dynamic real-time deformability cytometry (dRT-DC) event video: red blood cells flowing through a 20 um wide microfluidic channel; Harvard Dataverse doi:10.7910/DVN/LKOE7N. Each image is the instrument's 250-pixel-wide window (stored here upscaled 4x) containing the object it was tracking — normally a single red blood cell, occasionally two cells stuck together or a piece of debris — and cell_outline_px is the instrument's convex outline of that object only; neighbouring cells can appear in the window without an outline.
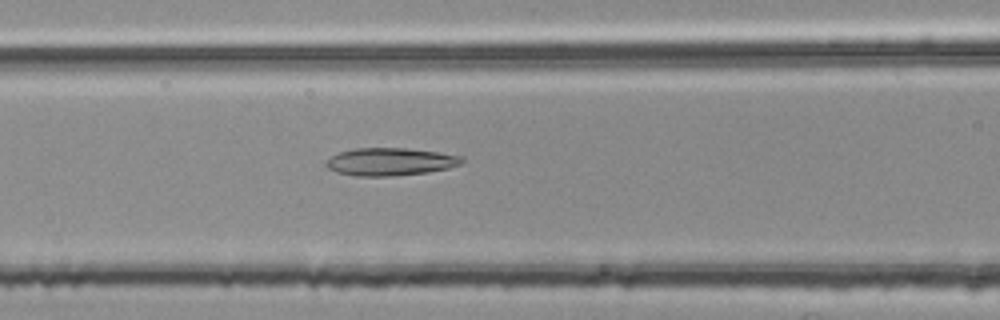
{"species": "common noctule bat (a hibernating species)", "species_latin": "Nyctalus noctula", "temperature_condition": "room temperature", "stored_images_in_passage": 37, "camera_frame_rate_fps": 3000, "um_per_image_px": 0.085, "animal": {"sex": "female", "body_mass_g": 25.1}, "frame": {"image": 1, "passage_image": 6, "time_ms": 1.667, "image_size_px": [1000, 320], "cell_outline_px": [[464, 160], [460, 164], [448, 168], [428, 172], [392, 176], [356, 176], [336, 172], [328, 168], [324, 164], [332, 156], [340, 152], [352, 148], [404, 148], [436, 152], [460, 156]], "centroid_in_image_um": [33.13, 13.75], "position_along_channel_um": 133.5, "area_um2": 21.73}}
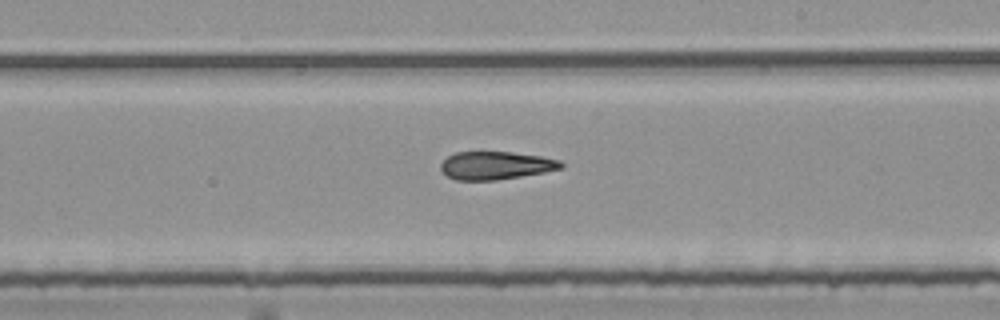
{"frame": {"image": 2, "passage_image": 15, "time_ms": 4.667, "image_size_px": [1000, 320], "cell_outline_px": [[564, 168], [544, 172], [496, 180], [456, 180], [448, 176], [440, 168], [440, 164], [448, 156], [456, 152], [512, 152], [540, 156], [560, 160], [564, 164]], "centroid_in_image_um": [42.16, 14.06], "position_along_channel_um": 246.8, "area_um2": 19.54}}
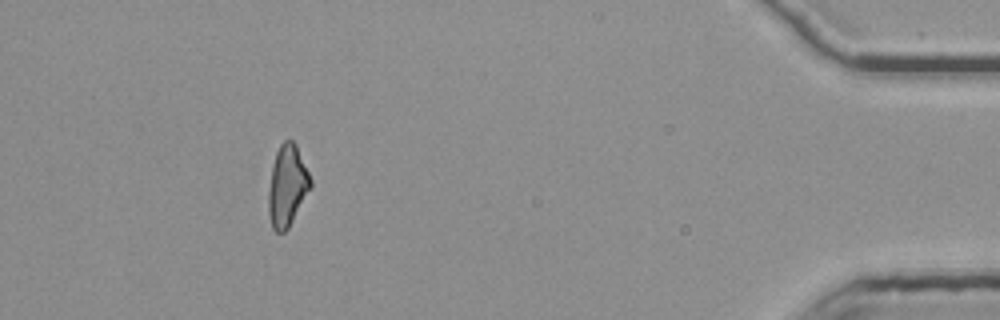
{"frame": {"image": 3, "passage_image": 33, "time_ms": 10.667, "image_size_px": [1000, 320], "cell_outline_px": [[312, 184], [288, 228], [284, 232], [276, 232], [272, 228], [268, 212], [268, 192], [272, 168], [276, 152], [280, 144], [284, 140], [292, 140], [296, 144], [312, 180]], "centroid_in_image_um": [24.4, 15.78], "position_along_channel_um": 410.8, "area_um2": 19.65}, "authors_computed_cell_mechanics": {"area_um2": 20.0566, "velocity_mm_per_s": 3.789, "shape_relaxation_time_tau1_ms": null, "shape_relaxation_time_tau2_ms": 3.6684, "deformation_change_tau1": null, "deformation_change_tau2": 0.1426}}